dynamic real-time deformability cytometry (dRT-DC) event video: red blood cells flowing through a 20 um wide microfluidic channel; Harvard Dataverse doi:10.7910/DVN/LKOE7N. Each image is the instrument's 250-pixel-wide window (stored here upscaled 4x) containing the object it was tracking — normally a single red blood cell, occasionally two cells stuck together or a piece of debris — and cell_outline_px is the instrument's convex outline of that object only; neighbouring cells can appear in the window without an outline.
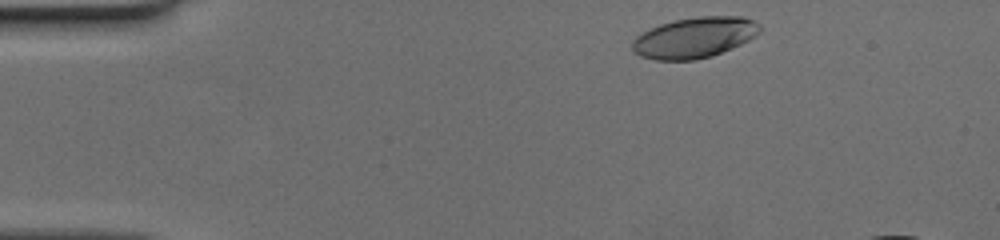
{"species": "human", "species_latin": "Homo sapiens", "temperature_condition": "cold", "stored_images_in_passage": 40, "camera_frame_rate_fps": 3000, "um_per_image_px": 0.085, "donor": {"sex": "female"}, "frame": {"image": 1, "passage_image": 2, "time_ms": 0.333, "image_size_px": [1000, 240], "cell_outline_px": [[760, 32], [748, 40], [740, 44], [712, 56], [696, 60], [656, 60], [640, 56], [632, 52], [632, 40], [636, 36], [660, 24], [676, 20], [696, 16], [744, 16], [760, 24]], "centroid_in_image_um": [59.02, 3.19], "position_along_channel_um": 26.0, "area_um2": 30.23}}
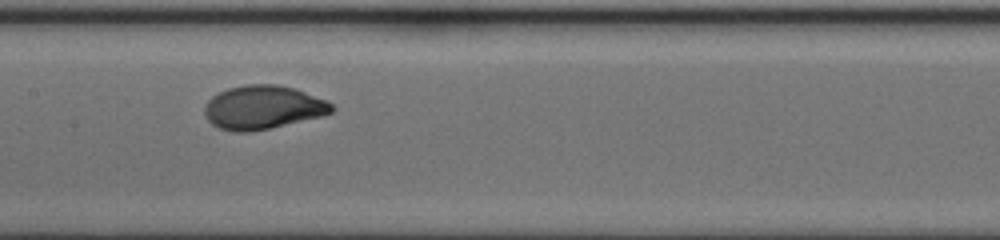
{"frame": {"image": 2, "passage_image": 20, "time_ms": 6.333, "image_size_px": [1000, 240], "cell_outline_px": [[336, 108], [332, 112], [324, 116], [252, 132], [232, 132], [220, 128], [212, 124], [208, 120], [204, 112], [204, 104], [212, 96], [228, 88], [244, 84], [276, 84], [292, 88], [304, 92], [324, 100], [332, 104]], "centroid_in_image_um": [22.33, 9.14], "position_along_channel_um": 185.1, "area_um2": 32.43}}
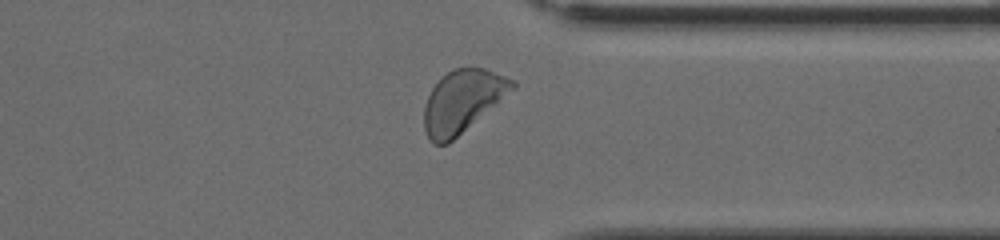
{"frame": {"image": 3, "passage_image": 34, "time_ms": 11.0, "image_size_px": [1000, 240], "cell_outline_px": [[516, 88], [448, 144], [432, 144], [428, 140], [424, 128], [424, 108], [428, 96], [432, 88], [452, 68], [484, 68], [516, 80]], "centroid_in_image_um": [39.31, 8.62], "position_along_channel_um": 372.1, "area_um2": 31.91}}